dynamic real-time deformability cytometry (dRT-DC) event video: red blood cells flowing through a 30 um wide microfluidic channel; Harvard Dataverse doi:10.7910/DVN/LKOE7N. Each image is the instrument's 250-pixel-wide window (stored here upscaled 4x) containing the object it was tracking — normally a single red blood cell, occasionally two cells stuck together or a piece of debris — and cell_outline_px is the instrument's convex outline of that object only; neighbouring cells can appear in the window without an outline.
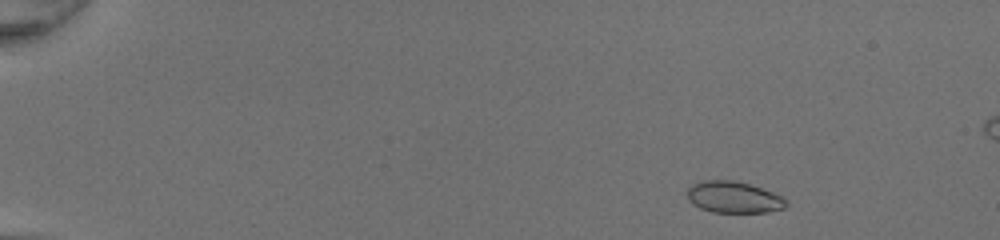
{"species": "common noctule bat (a hibernating species)", "species_latin": "Nyctalus noctula", "temperature_condition": "room temperature", "stored_images_in_passage": 46, "camera_frame_rate_fps": 3000, "um_per_image_px": 0.085, "animal": {"sex": "female", "body_mass_g": 20.0, "forearm_length_mm": 54.0}, "frame": {"image": 1, "passage_image": 3, "time_ms": 0.667, "image_size_px": [1000, 240], "cell_outline_px": [[788, 204], [784, 208], [768, 212], [712, 212], [700, 208], [692, 204], [688, 200], [688, 188], [692, 184], [700, 180], [732, 180], [748, 184], [784, 196], [788, 200]], "centroid_in_image_um": [62.37, 16.76], "position_along_channel_um": 22.6, "area_um2": 18.26}}
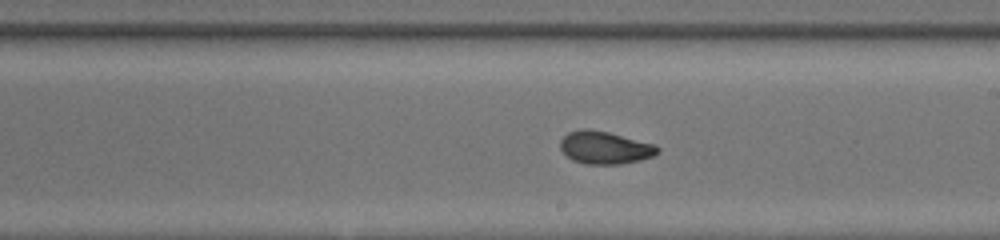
{"frame": {"image": 2, "passage_image": 27, "time_ms": 8.667, "image_size_px": [1000, 240], "cell_outline_px": [[660, 152], [652, 156], [640, 160], [620, 164], [584, 164], [572, 160], [560, 148], [560, 140], [568, 132], [584, 128], [588, 128], [608, 132], [656, 144], [660, 148]], "centroid_in_image_um": [51.43, 12.54], "position_along_channel_um": 237.6, "area_um2": 18.61}}
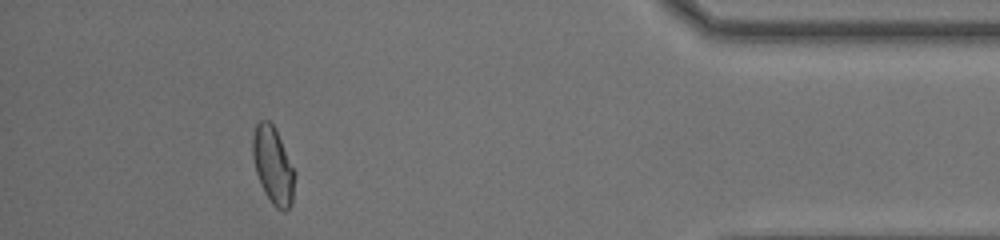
{"frame": {"image": 3, "passage_image": 42, "time_ms": 13.667, "image_size_px": [1000, 240], "cell_outline_px": [[296, 176], [292, 204], [284, 212], [276, 208], [272, 204], [264, 192], [260, 184], [256, 172], [252, 156], [252, 136], [256, 124], [260, 120], [268, 120], [272, 124], [296, 172]], "centroid_in_image_um": [23.21, 14.1], "position_along_channel_um": 412.0, "area_um2": 18.96}, "authors_computed_cell_mechanics": {"area_um2": 18.4671, "velocity_mm_per_s": 4.3266, "shape_relaxation_time_tau1_ms": 6.444, "shape_relaxation_time_tau2_ms": 1.2244, "deformation_change_tau1": 0.1858, "deformation_change_tau2": 0.0609}}